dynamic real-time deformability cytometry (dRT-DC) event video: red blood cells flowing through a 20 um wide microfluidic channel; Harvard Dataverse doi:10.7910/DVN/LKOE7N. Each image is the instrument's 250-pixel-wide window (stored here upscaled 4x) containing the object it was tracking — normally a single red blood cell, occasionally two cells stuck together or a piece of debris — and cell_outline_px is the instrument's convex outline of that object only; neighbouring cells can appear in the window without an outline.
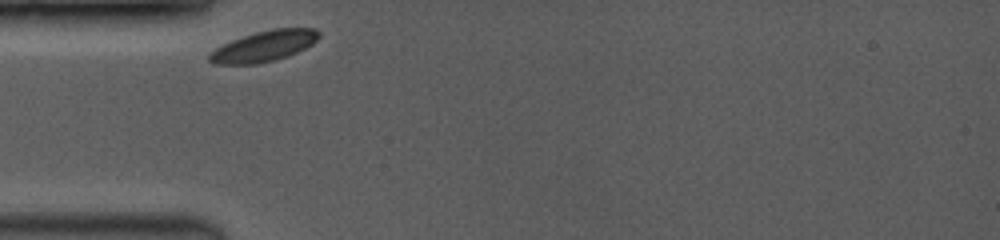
{"species": "common noctule bat (a hibernating species)", "species_latin": "Nyctalus noctula", "temperature_condition": "room temperature", "stored_images_in_passage": 14, "camera_frame_rate_fps": 3500, "um_per_image_px": 0.085, "animal": {"sex": "female", "body_mass_g": 19.0, "forearm_length_mm": 53.3}, "frame": {"image": 1, "passage_image": 1, "time_ms": 0.0, "image_size_px": [1000, 240], "cell_outline_px": [[320, 36], [312, 44], [288, 56], [276, 60], [256, 64], [216, 64], [208, 60], [208, 52], [232, 40], [256, 32], [272, 28], [316, 28], [320, 32]], "centroid_in_image_um": [22.44, 3.92], "position_along_channel_um": 62.6, "area_um2": 19.59}}
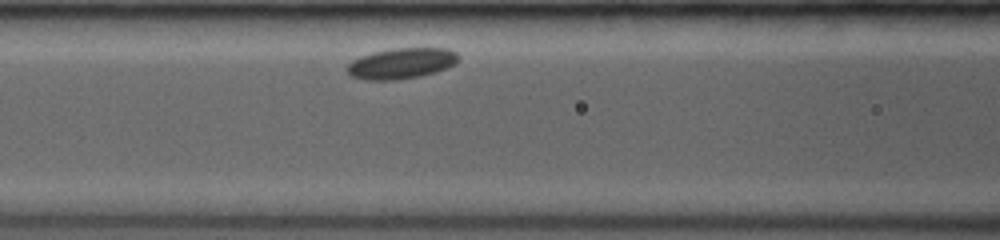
{"frame": {"image": 2, "passage_image": 5, "time_ms": 2.0, "image_size_px": [1000, 240], "cell_outline_px": [[460, 60], [456, 64], [448, 68], [436, 72], [420, 76], [396, 80], [364, 80], [352, 76], [348, 72], [348, 64], [352, 60], [360, 56], [392, 48], [448, 48], [456, 52], [460, 56]], "centroid_in_image_um": [34.18, 5.39], "position_along_channel_um": 132.4, "area_um2": 20.11}}
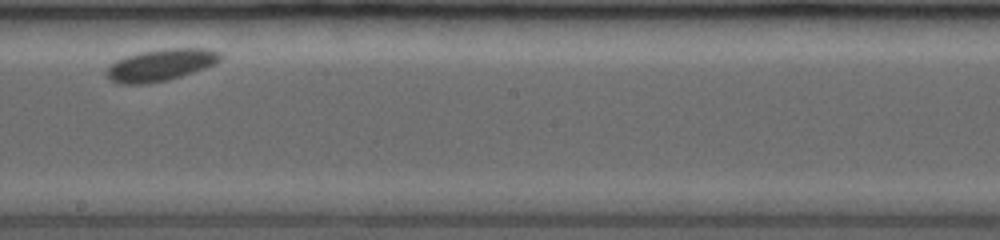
{"frame": {"image": 3, "passage_image": 12, "time_ms": 4.857, "image_size_px": [1000, 240], "cell_outline_px": [[224, 56], [216, 64], [168, 80], [148, 84], [120, 84], [104, 76], [104, 72], [116, 60], [140, 52], [164, 48], [204, 48], [220, 52]], "centroid_in_image_um": [13.66, 5.52], "position_along_channel_um": 234.5, "area_um2": 21.21}}